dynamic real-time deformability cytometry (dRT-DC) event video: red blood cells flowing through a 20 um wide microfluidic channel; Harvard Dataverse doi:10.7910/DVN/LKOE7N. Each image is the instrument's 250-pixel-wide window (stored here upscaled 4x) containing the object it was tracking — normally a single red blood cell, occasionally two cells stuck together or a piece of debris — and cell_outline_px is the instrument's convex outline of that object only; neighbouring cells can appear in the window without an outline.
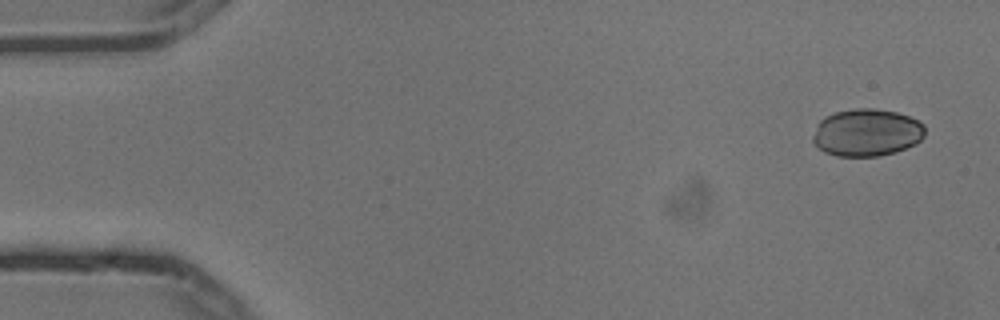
{"species": "common noctule bat (a hibernating species)", "species_latin": "Nyctalus noctula", "temperature_condition": "cold", "stored_images_in_passage": 5, "camera_frame_rate_fps": 3000, "um_per_image_px": 0.085, "animal": {"sex": "male", "body_mass_g": 13.3}, "frame": {"image": 1, "passage_image": 1, "time_ms": 0.0, "image_size_px": [1000, 320], "cell_outline_px": [[924, 136], [916, 144], [896, 152], [876, 156], [836, 156], [824, 152], [812, 140], [812, 136], [816, 124], [824, 116], [836, 112], [856, 108], [872, 108], [896, 112], [908, 116], [924, 124]], "centroid_in_image_um": [73.65, 11.27], "position_along_channel_um": 11.3, "area_um2": 31.04}}
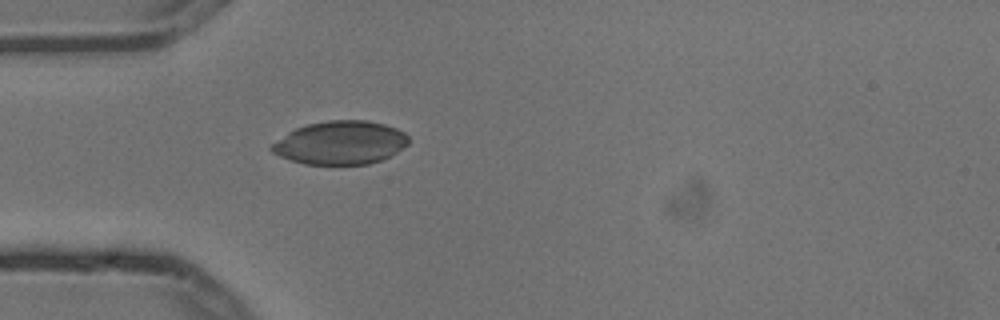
{"frame": {"image": 2, "passage_image": 5, "time_ms": 1.333, "image_size_px": [1000, 320], "cell_outline_px": [[408, 144], [396, 152], [380, 160], [368, 164], [304, 164], [280, 156], [272, 152], [268, 148], [272, 144], [288, 132], [296, 128], [308, 124], [328, 120], [368, 120], [384, 124], [396, 128], [404, 132], [408, 136]], "centroid_in_image_um": [28.93, 12.12], "position_along_channel_um": 56.1, "area_um2": 34.39}}